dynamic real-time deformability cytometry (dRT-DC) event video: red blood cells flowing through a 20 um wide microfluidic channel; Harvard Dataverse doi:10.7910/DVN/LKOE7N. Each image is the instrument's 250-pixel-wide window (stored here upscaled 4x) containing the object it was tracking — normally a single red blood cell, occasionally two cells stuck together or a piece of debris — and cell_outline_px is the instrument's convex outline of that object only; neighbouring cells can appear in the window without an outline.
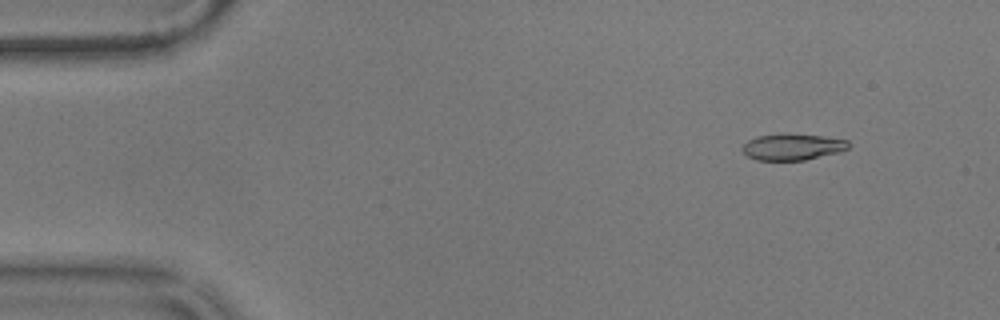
{"species": "common noctule bat (a hibernating species)", "species_latin": "Nyctalus noctula", "temperature_condition": "warm", "stored_images_in_passage": 57, "camera_frame_rate_fps": 3000, "um_per_image_px": 0.085, "animal": {"sex": "male", "body_mass_g": 17.9}, "frame": {"image": 1, "passage_image": 6, "time_ms": 1.667, "image_size_px": [1000, 320], "cell_outline_px": [[848, 148], [836, 152], [804, 160], [756, 160], [748, 156], [740, 148], [748, 140], [756, 136], [784, 132], [824, 136], [848, 140]], "centroid_in_image_um": [67.3, 12.46], "position_along_channel_um": 17.7, "area_um2": 16.42}}
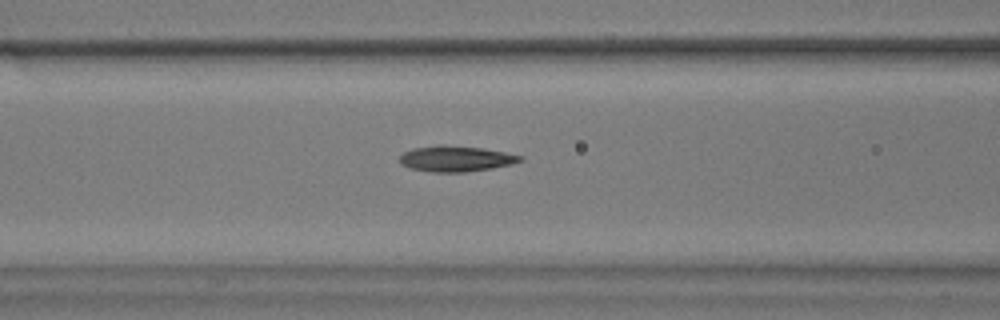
{"frame": {"image": 2, "passage_image": 23, "time_ms": 7.333, "image_size_px": [1000, 320], "cell_outline_px": [[524, 160], [512, 164], [492, 168], [464, 172], [432, 172], [412, 168], [400, 164], [400, 156], [404, 152], [412, 148], [440, 144], [444, 144], [484, 148], [524, 156]], "centroid_in_image_um": [38.77, 13.47], "position_along_channel_um": 127.8, "area_um2": 18.21}}
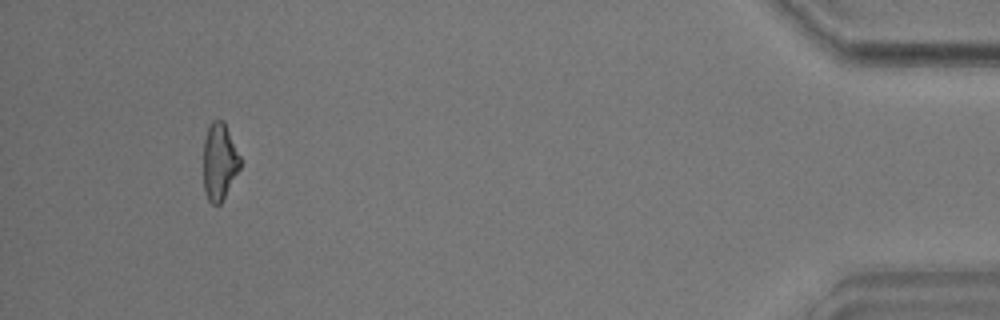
{"frame": {"image": 3, "passage_image": 53, "time_ms": 17.333, "image_size_px": [1000, 320], "cell_outline_px": [[240, 168], [220, 204], [212, 204], [208, 200], [204, 192], [204, 140], [208, 128], [212, 120], [224, 120], [240, 156]], "centroid_in_image_um": [18.65, 13.73], "position_along_channel_um": 416.6, "area_um2": 16.36}, "authors_computed_cell_mechanics": {"area_um2": 17.2244, "velocity_mm_per_s": 3.5806, "shape_relaxation_time_tau1_ms": 3.357, "shape_relaxation_time_tau2_ms": 4.8751, "deformation_change_tau1": 0.1461, "deformation_change_tau2": 0.1446}}